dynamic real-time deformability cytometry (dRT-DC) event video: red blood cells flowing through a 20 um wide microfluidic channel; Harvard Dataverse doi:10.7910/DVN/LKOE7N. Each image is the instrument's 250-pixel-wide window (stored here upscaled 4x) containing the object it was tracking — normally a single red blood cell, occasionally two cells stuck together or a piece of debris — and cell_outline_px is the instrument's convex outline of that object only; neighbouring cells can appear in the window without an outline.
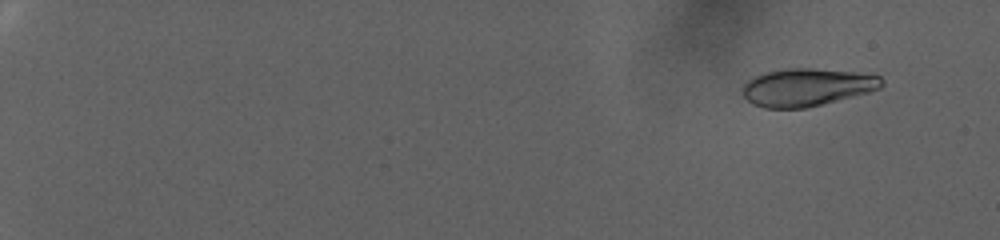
{"species": "human", "species_latin": "Homo sapiens", "temperature_condition": "warm", "stored_images_in_passage": 78, "camera_frame_rate_fps": 3000, "um_per_image_px": 0.085, "donor": {"sex": "female"}, "frame": {"image": 1, "passage_image": 8, "time_ms": 2.333, "image_size_px": [1000, 240], "cell_outline_px": [[884, 84], [880, 88], [868, 92], [824, 104], [808, 108], [764, 108], [752, 104], [744, 96], [740, 88], [752, 76], [764, 72], [788, 68], [812, 68], [856, 72], [880, 76], [884, 80]], "centroid_in_image_um": [68.56, 7.41], "position_along_channel_um": 16.4, "area_um2": 30.87}}
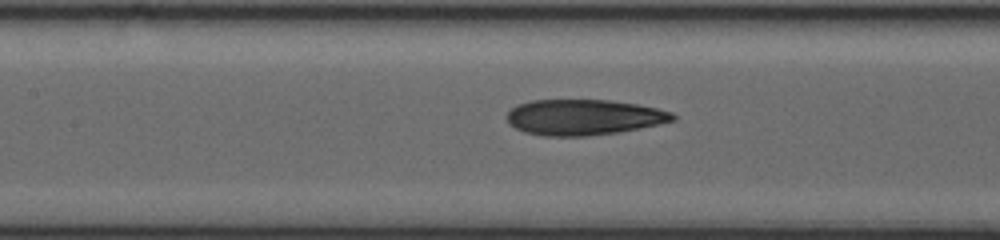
{"frame": {"image": 2, "passage_image": 44, "time_ms": 14.333, "image_size_px": [1000, 240], "cell_outline_px": [[676, 120], [660, 124], [640, 128], [616, 132], [584, 136], [544, 136], [524, 132], [508, 124], [504, 116], [516, 104], [532, 100], [608, 100], [636, 104], [656, 108], [672, 112], [676, 116]], "centroid_in_image_um": [49.57, 9.96], "position_along_channel_um": 157.8, "area_um2": 34.56}}
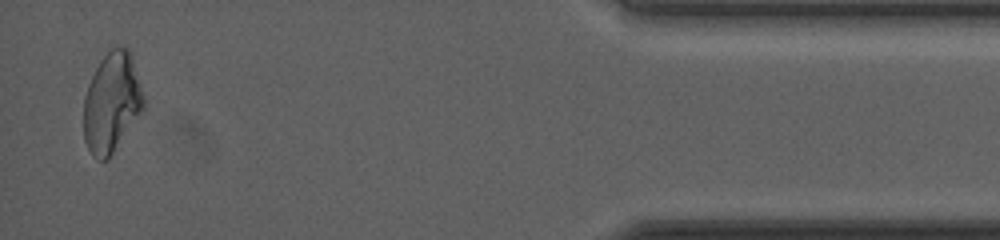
{"frame": {"image": 3, "passage_image": 77, "time_ms": 25.333, "image_size_px": [1000, 240], "cell_outline_px": [[144, 108], [108, 160], [96, 160], [92, 156], [84, 140], [84, 96], [88, 84], [100, 60], [116, 44], [128, 48], [132, 56], [144, 96]], "centroid_in_image_um": [9.49, 8.72], "position_along_channel_um": 425.7, "area_um2": 34.91}, "authors_computed_cell_mechanics": {"area_um2": 33.7263, "velocity_mm_per_s": 2.9228, "shape_relaxation_time_tau1_ms": null, "shape_relaxation_time_tau2_ms": 2.1561, "deformation_change_tau1": null, "deformation_change_tau2": 0.0927}}